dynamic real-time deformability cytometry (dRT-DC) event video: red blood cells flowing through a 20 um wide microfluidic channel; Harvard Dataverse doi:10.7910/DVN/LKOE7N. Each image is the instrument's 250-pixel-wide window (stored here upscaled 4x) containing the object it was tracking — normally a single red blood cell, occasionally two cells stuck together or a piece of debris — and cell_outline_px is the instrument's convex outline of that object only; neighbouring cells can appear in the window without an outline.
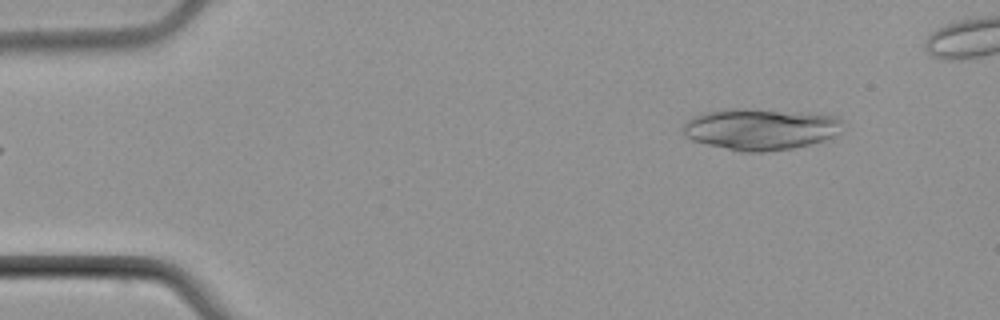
{"species": "common noctule bat (a hibernating species)", "species_latin": "Nyctalus noctula", "temperature_condition": "cold", "stored_images_in_passage": 6, "camera_frame_rate_fps": 3000, "um_per_image_px": 0.085, "animal": {"sex": "male", "body_mass_g": 21.5, "forearm_length_mm": 52.0}, "frame": {"image": 1, "passage_image": 6, "time_ms": 6.333, "image_size_px": [1000, 320], "cell_outline_px": [[840, 132], [832, 136], [796, 148], [764, 152], [740, 152], [692, 140], [684, 136], [684, 124], [692, 116], [704, 112], [732, 108], [836, 116], [840, 120]], "centroid_in_image_um": [64.55, 11.0], "position_along_channel_um": 20.4, "area_um2": 37.69}}